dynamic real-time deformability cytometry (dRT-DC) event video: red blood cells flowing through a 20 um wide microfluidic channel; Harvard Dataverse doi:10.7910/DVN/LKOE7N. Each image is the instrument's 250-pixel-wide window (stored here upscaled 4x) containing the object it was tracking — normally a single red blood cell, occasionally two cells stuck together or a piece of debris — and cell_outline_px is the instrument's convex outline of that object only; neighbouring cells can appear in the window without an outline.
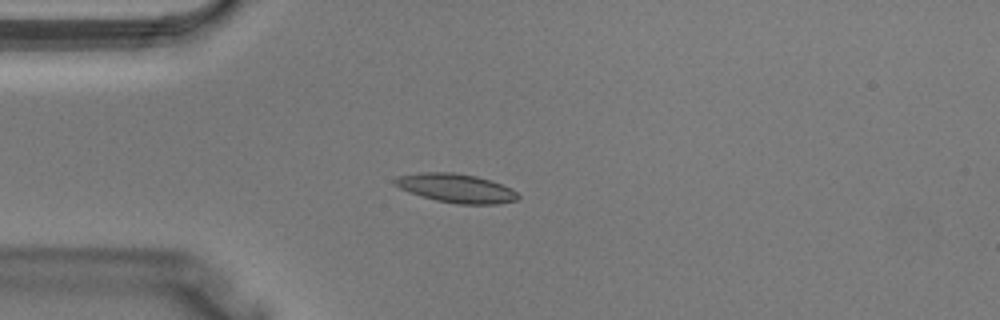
{"species": "Egyptian fruit bat (a non-hibernating species)", "species_latin": "Rousettus aegyptiacus", "temperature_condition": "warm", "stored_images_in_passage": 31, "camera_frame_rate_fps": 3000, "um_per_image_px": 0.085, "animal": {"sex": "male"}, "frame": {"image": 1, "passage_image": 2, "time_ms": 0.333, "image_size_px": [1000, 320], "cell_outline_px": [[520, 196], [516, 200], [496, 204], [460, 204], [436, 200], [408, 192], [400, 188], [392, 180], [396, 176], [420, 172], [456, 172], [476, 176], [512, 188]], "centroid_in_image_um": [38.74, 15.98], "position_along_channel_um": 46.3, "area_um2": 20.63}}
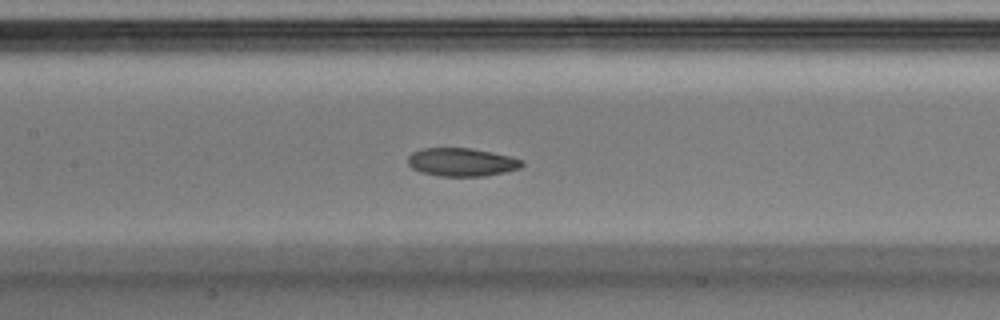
{"frame": {"image": 2, "passage_image": 10, "time_ms": 3.0, "image_size_px": [1000, 320], "cell_outline_px": [[524, 164], [520, 168], [504, 172], [484, 176], [440, 176], [420, 172], [412, 168], [408, 164], [408, 156], [412, 152], [424, 148], [472, 148], [512, 156], [524, 160]], "centroid_in_image_um": [39.26, 13.78], "position_along_channel_um": 168.1, "area_um2": 18.9}}
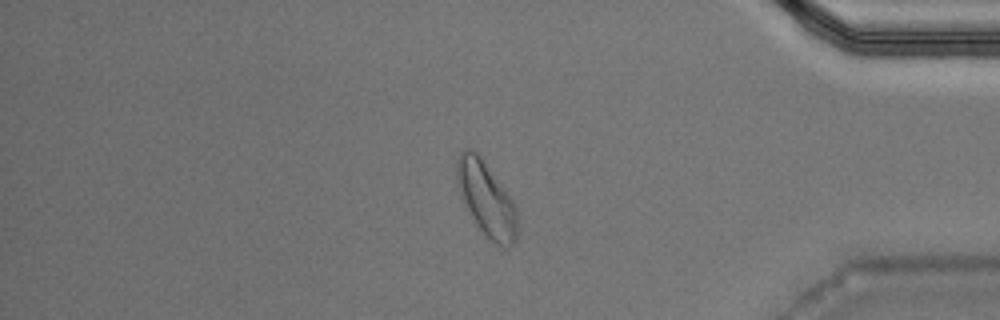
{"frame": {"image": 3, "passage_image": 25, "time_ms": 8.0, "image_size_px": [1000, 320], "cell_outline_px": [[516, 240], [508, 248], [496, 244], [476, 224], [464, 204], [460, 196], [456, 184], [456, 160], [460, 152], [464, 148], [472, 148], [480, 156], [516, 204]], "centroid_in_image_um": [41.3, 16.87], "position_along_channel_um": 393.9, "area_um2": 26.07}}